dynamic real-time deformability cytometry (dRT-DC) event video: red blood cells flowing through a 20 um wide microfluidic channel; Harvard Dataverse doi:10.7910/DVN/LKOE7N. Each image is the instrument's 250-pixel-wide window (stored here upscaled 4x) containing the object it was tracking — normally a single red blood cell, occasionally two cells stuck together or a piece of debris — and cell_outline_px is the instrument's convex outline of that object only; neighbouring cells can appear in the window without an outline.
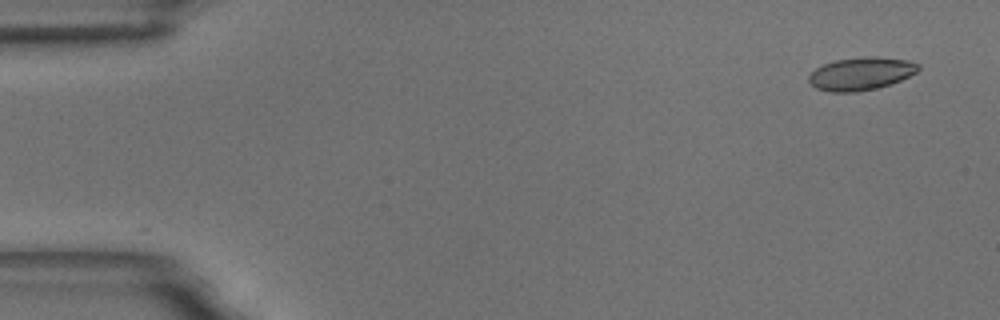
{"species": "common noctule bat (a hibernating species)", "species_latin": "Nyctalus noctula", "temperature_condition": "room temperature", "stored_images_in_passage": 4, "camera_frame_rate_fps": 3000, "um_per_image_px": 0.085, "animal": {"sex": "male", "body_mass_g": 18.8}, "frame": {"image": 1, "passage_image": 1, "time_ms": 0.0, "image_size_px": [1000, 320], "cell_outline_px": [[920, 68], [916, 72], [892, 84], [876, 88], [856, 92], [828, 92], [816, 88], [808, 80], [808, 76], [816, 68], [824, 64], [836, 60], [864, 56], [876, 56], [908, 60], [920, 64]], "centroid_in_image_um": [73.19, 6.26], "position_along_channel_um": 11.8, "area_um2": 21.04}}
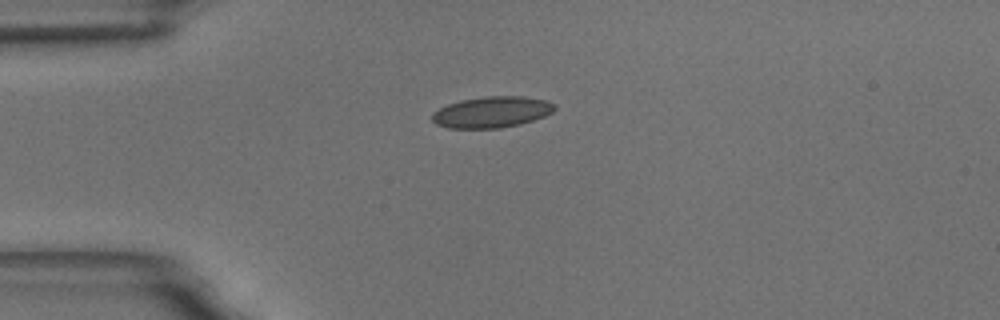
{"frame": {"image": 2, "passage_image": 4, "time_ms": 3.667, "image_size_px": [1000, 320], "cell_outline_px": [[556, 108], [552, 112], [544, 116], [520, 124], [500, 128], [448, 128], [436, 124], [432, 120], [432, 112], [448, 104], [460, 100], [484, 96], [524, 96], [544, 100], [556, 104]], "centroid_in_image_um": [41.79, 9.52], "position_along_channel_um": 43.2, "area_um2": 22.25}}